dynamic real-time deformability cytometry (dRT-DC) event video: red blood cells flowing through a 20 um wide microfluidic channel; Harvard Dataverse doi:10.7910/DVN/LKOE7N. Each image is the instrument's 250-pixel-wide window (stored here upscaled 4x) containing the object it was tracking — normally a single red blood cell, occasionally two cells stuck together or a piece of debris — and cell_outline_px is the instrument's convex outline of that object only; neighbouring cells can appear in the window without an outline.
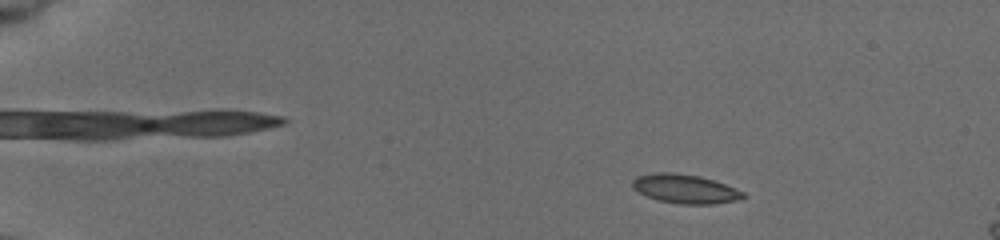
{"species": "common noctule bat (a hibernating species)", "species_latin": "Nyctalus noctula", "temperature_condition": "cold", "stored_images_in_passage": 55, "camera_frame_rate_fps": 3000, "um_per_image_px": 0.085, "animal": {"sex": "female", "body_mass_g": 19.5, "forearm_length_mm": 54.1}, "frame": {"image": 1, "passage_image": 9, "time_ms": 2.667, "image_size_px": [1000, 240], "cell_outline_px": [[748, 196], [736, 200], [712, 204], [680, 204], [660, 200], [648, 196], [632, 188], [632, 180], [636, 176], [656, 172], [672, 172], [700, 176], [736, 188], [744, 192]], "centroid_in_image_um": [58.23, 16.04], "position_along_channel_um": 26.8, "area_um2": 18.61}}
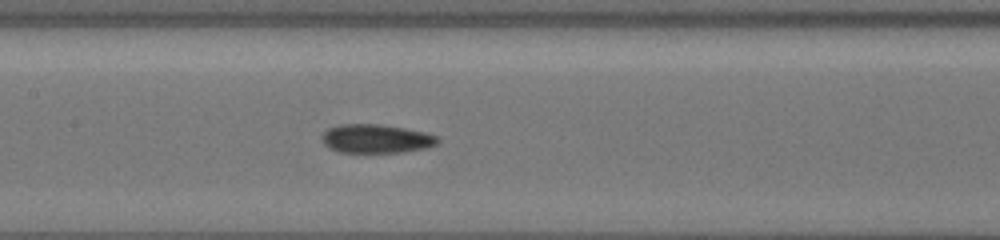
{"frame": {"image": 2, "passage_image": 29, "time_ms": 9.333, "image_size_px": [1000, 240], "cell_outline_px": [[440, 140], [436, 144], [428, 148], [404, 152], [340, 152], [324, 144], [320, 140], [320, 136], [328, 128], [340, 124], [376, 124], [404, 128], [424, 132], [436, 136]], "centroid_in_image_um": [31.96, 11.79], "position_along_channel_um": 175.4, "area_um2": 19.36}}
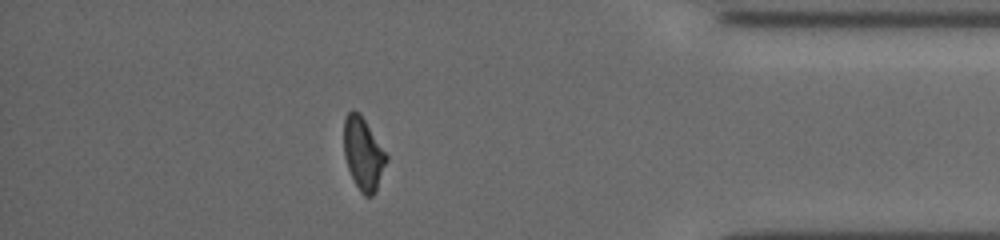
{"frame": {"image": 3, "passage_image": 49, "time_ms": 16.0, "image_size_px": [1000, 240], "cell_outline_px": [[388, 160], [376, 188], [372, 196], [364, 196], [360, 192], [348, 168], [344, 156], [344, 116], [352, 108], [360, 112], [388, 156]], "centroid_in_image_um": [30.86, 13.01], "position_along_channel_um": 404.3, "area_um2": 17.92}, "authors_computed_cell_mechanics": {"area_um2": 18.6694, "velocity_mm_per_s": 3.8393, "shape_relaxation_time_tau1_ms": 5.7326, "shape_relaxation_time_tau2_ms": 2.6225, "deformation_change_tau1": 0.1764, "deformation_change_tau2": 0.0845}}